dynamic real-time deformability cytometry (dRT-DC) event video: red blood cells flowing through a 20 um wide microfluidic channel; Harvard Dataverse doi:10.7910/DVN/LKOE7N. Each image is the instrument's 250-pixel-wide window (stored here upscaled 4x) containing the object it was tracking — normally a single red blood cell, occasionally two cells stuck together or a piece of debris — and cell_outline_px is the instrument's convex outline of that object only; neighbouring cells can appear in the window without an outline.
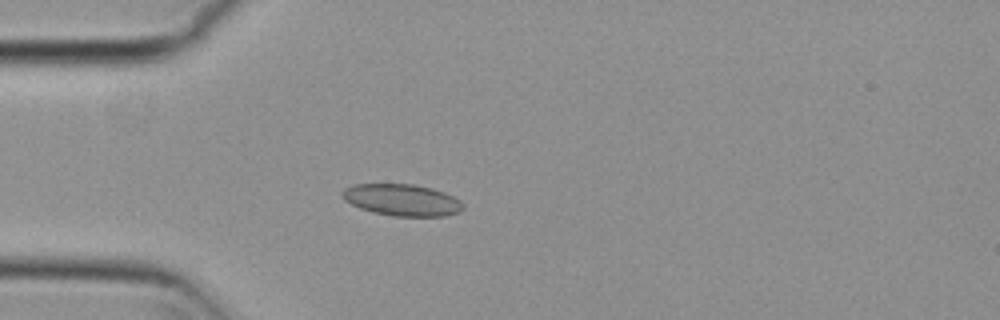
{"species": "common noctule bat (a hibernating species)", "species_latin": "Nyctalus noctula", "temperature_condition": "cold", "stored_images_in_passage": 32, "camera_frame_rate_fps": 3000, "um_per_image_px": 0.085, "animal": {"sex": "female", "body_mass_g": 29.2, "forearm_length_mm": 56.3}, "frame": {"image": 1, "passage_image": 8, "time_ms": 2.333, "image_size_px": [1000, 320], "cell_outline_px": [[464, 208], [460, 212], [444, 216], [392, 216], [372, 212], [360, 208], [344, 200], [340, 196], [340, 192], [344, 188], [352, 184], [412, 184], [432, 188], [444, 192], [460, 200], [464, 204]], "centroid_in_image_um": [34.15, 16.99], "position_along_channel_um": 50.9, "area_um2": 22.54}}
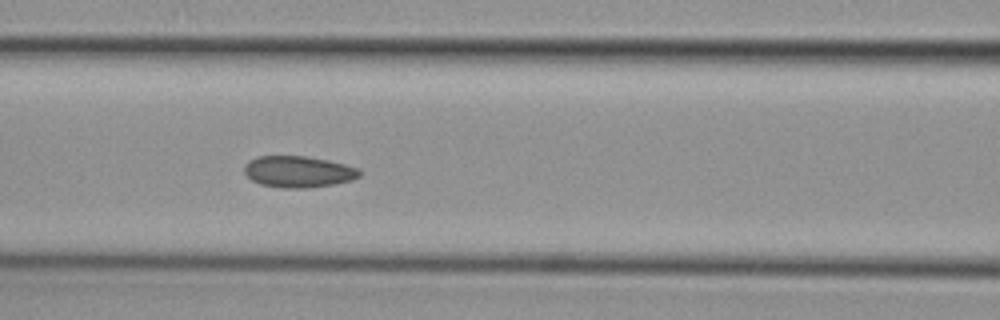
{"frame": {"image": 2, "passage_image": 16, "time_ms": 5.0, "image_size_px": [1000, 320], "cell_outline_px": [[360, 176], [352, 180], [336, 184], [308, 188], [280, 188], [260, 184], [252, 180], [244, 172], [244, 164], [248, 160], [256, 156], [304, 156], [328, 160], [360, 168]], "centroid_in_image_um": [25.35, 14.6], "position_along_channel_um": 141.2, "area_um2": 21.33}}
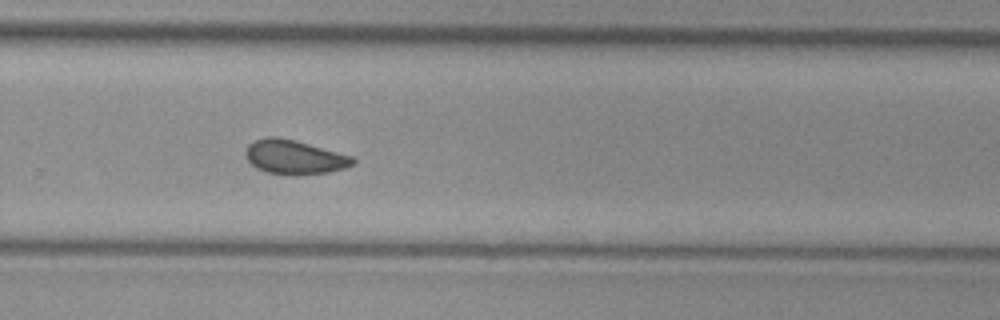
{"frame": {"image": 3, "passage_image": 29, "time_ms": 9.333, "image_size_px": [1000, 320], "cell_outline_px": [[356, 164], [344, 168], [328, 172], [296, 176], [292, 176], [268, 172], [256, 168], [248, 160], [244, 152], [248, 144], [256, 140], [268, 136], [276, 136], [296, 140], [356, 156]], "centroid_in_image_um": [25.08, 13.35], "position_along_channel_um": 304.7, "area_um2": 21.85}}